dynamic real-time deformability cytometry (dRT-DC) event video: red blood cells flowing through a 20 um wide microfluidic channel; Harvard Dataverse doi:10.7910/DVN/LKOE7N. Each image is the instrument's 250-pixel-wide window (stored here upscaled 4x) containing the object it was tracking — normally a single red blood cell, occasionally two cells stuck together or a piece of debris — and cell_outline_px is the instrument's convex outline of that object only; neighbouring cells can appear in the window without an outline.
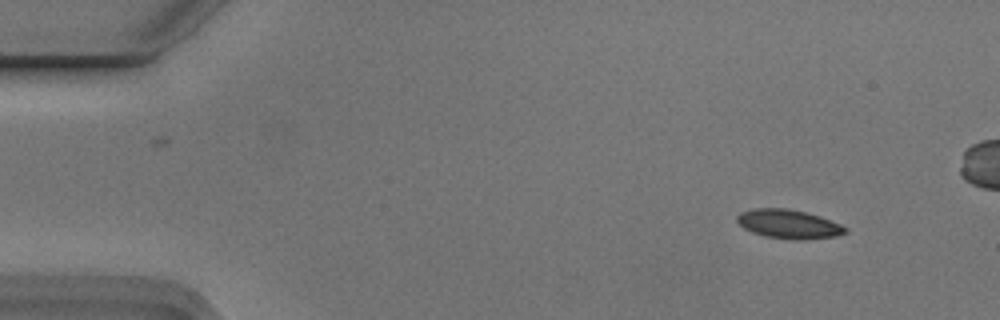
{"species": "Egyptian fruit bat (a non-hibernating species)", "species_latin": "Rousettus aegyptiacus", "temperature_condition": "cold", "stored_images_in_passage": 4, "camera_frame_rate_fps": 3000, "um_per_image_px": 0.085, "animal": {"sex": "male"}, "frame": {"image": 1, "passage_image": 1, "time_ms": 0.0, "image_size_px": [1000, 320], "cell_outline_px": [[848, 232], [836, 236], [804, 240], [792, 240], [764, 236], [752, 232], [744, 228], [736, 220], [736, 216], [740, 212], [752, 208], [788, 208], [808, 212], [820, 216], [840, 224], [848, 228]], "centroid_in_image_um": [67.04, 19.04], "position_along_channel_um": 18.0, "area_um2": 18.55}}
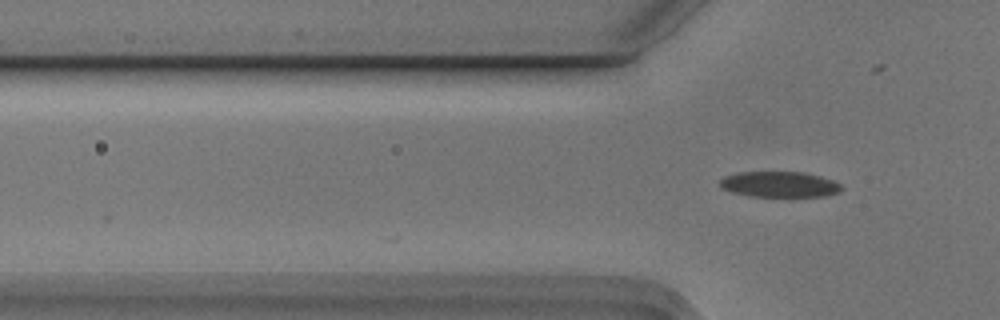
{"frame": {"image": 2, "passage_image": 4, "time_ms": 1.0, "image_size_px": [1000, 320], "cell_outline_px": [[844, 188], [840, 192], [828, 196], [748, 196], [732, 192], [720, 188], [720, 180], [724, 176], [740, 172], [804, 172], [820, 176], [832, 180], [840, 184]], "centroid_in_image_um": [66.27, 15.67], "position_along_channel_um": 59.5, "area_um2": 18.26}}